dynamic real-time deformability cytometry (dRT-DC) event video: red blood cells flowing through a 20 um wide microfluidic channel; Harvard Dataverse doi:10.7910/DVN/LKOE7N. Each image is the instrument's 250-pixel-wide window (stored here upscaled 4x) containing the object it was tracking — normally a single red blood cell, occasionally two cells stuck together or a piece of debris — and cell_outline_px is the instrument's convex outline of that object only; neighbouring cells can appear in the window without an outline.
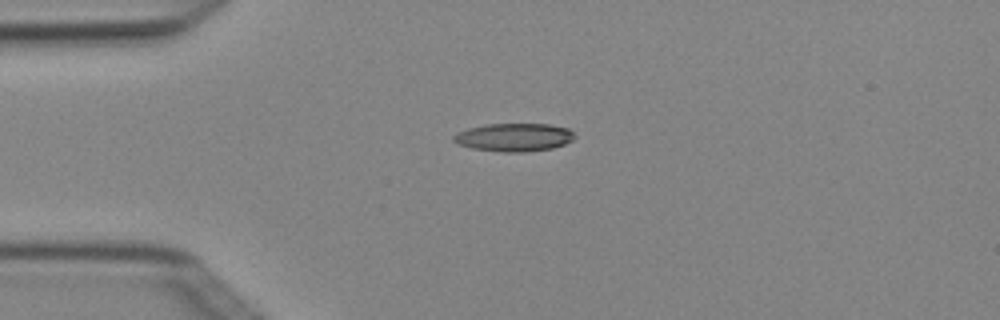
{"species": "Egyptian fruit bat (a non-hibernating species)", "species_latin": "Rousettus aegyptiacus", "temperature_condition": "cold", "stored_images_in_passage": 6, "camera_frame_rate_fps": 3000, "um_per_image_px": 0.085, "animal": {"sex": "female"}, "frame": {"image": 1, "passage_image": 4, "time_ms": 1.0, "image_size_px": [1000, 320], "cell_outline_px": [[576, 136], [572, 140], [564, 144], [552, 148], [524, 152], [500, 152], [472, 148], [460, 144], [452, 140], [452, 136], [468, 128], [488, 124], [552, 124], [568, 128]], "centroid_in_image_um": [43.72, 11.67], "position_along_channel_um": 41.3, "area_um2": 19.77}}
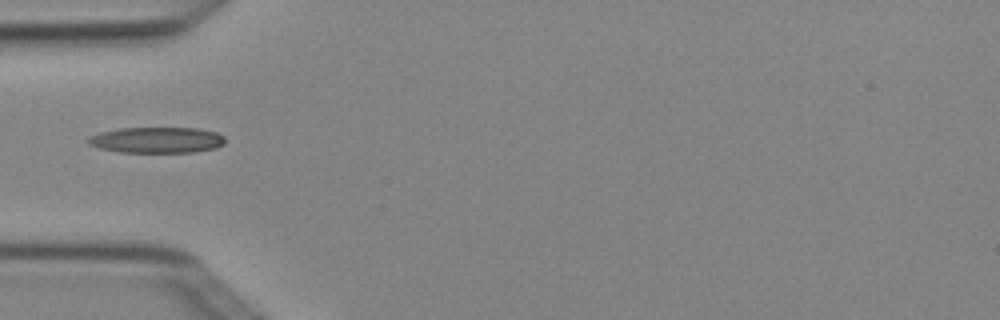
{"frame": {"image": 2, "passage_image": 5, "time_ms": 1.333, "image_size_px": [1000, 320], "cell_outline_px": [[224, 144], [216, 148], [196, 152], [120, 152], [100, 148], [88, 144], [84, 140], [88, 136], [100, 132], [120, 128], [200, 128], [216, 132], [224, 136]], "centroid_in_image_um": [13.31, 11.9], "position_along_channel_um": 71.7, "area_um2": 20.87}}
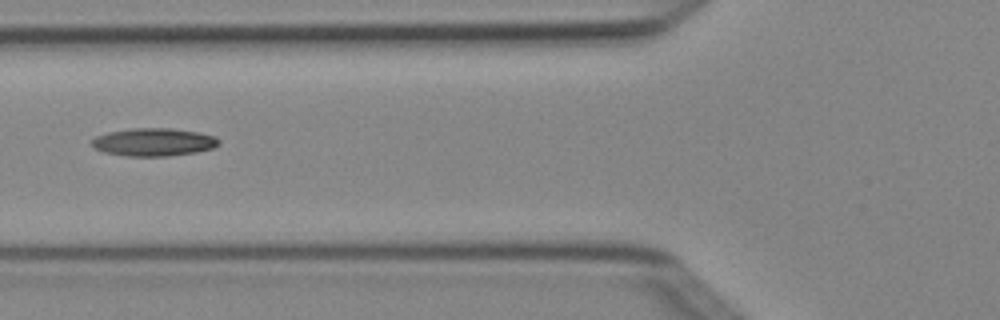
{"frame": {"image": 3, "passage_image": 6, "time_ms": 1.667, "image_size_px": [1000, 320], "cell_outline_px": [[220, 144], [212, 148], [196, 152], [168, 156], [128, 156], [104, 152], [96, 148], [92, 144], [92, 140], [96, 136], [108, 132], [132, 128], [172, 128], [196, 132], [216, 136], [220, 140]], "centroid_in_image_um": [13.09, 12.07], "position_along_channel_um": 112.7, "area_um2": 20.58}}